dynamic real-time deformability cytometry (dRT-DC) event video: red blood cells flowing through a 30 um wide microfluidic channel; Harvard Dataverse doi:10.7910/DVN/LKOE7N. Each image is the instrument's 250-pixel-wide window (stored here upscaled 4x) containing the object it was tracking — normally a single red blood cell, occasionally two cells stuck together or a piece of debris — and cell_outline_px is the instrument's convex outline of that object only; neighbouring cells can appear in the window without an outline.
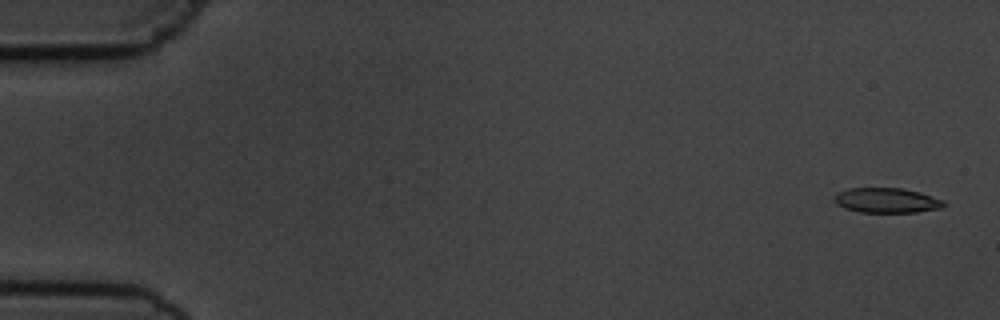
{"species": "common noctule bat (a hibernating species)", "species_latin": "Nyctalus noctula", "temperature_condition": "cold", "stored_images_in_passage": 6, "segment_of_instrument_passage": [2, 2], "camera_frame_rate_fps": 3000, "um_per_image_px": 0.085, "animal": {"sex": "male", "body_mass_g": 19.5, "forearm_length_mm": 54.6}, "frame": {"image": 1, "passage_image": 6, "time_ms": 6.667, "image_size_px": [1000, 320], "cell_outline_px": [[944, 204], [940, 208], [916, 212], [860, 212], [844, 208], [836, 204], [836, 196], [840, 192], [848, 188], [904, 188], [920, 192], [944, 200]], "centroid_in_image_um": [75.39, 17.03], "position_along_channel_um": 9.6, "area_um2": 15.72}}